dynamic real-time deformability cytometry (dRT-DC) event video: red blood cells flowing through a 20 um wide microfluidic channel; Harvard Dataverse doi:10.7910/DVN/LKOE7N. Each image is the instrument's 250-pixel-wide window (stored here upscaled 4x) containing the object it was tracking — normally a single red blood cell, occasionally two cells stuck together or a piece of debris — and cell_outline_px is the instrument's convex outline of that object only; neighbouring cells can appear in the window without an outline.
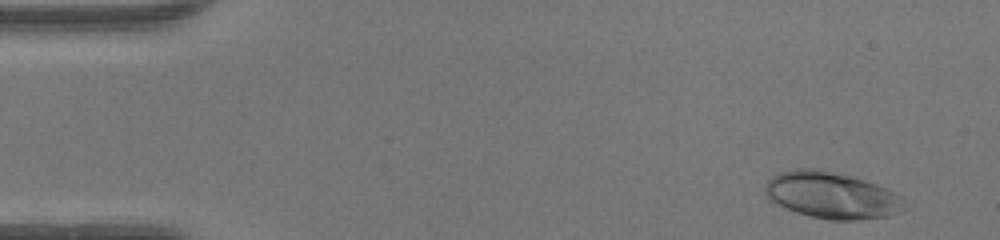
{"species": "human", "species_latin": "Homo sapiens", "temperature_condition": "warm", "stored_images_in_passage": 48, "camera_frame_rate_fps": 3000, "um_per_image_px": 0.085, "donor": {"sex": "female"}, "frame": {"image": 1, "passage_image": 3, "time_ms": 0.667, "image_size_px": [1000, 240], "cell_outline_px": [[912, 208], [888, 216], [860, 220], [828, 220], [796, 212], [776, 204], [764, 192], [764, 188], [768, 180], [772, 176], [780, 172], [796, 168], [820, 168], [864, 180], [876, 184], [908, 200]], "centroid_in_image_um": [70.76, 16.61], "position_along_channel_um": 14.2, "area_um2": 38.21}}
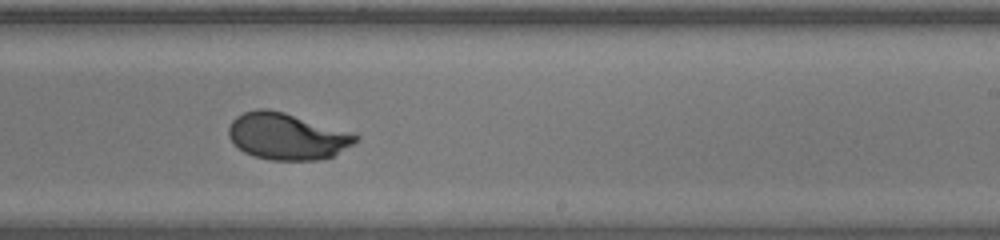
{"frame": {"image": 2, "passage_image": 29, "time_ms": 9.333, "image_size_px": [1000, 240], "cell_outline_px": [[360, 140], [332, 156], [316, 160], [272, 160], [252, 156], [244, 152], [228, 136], [228, 128], [232, 120], [236, 116], [244, 112], [256, 108], [268, 108], [284, 112], [356, 132], [360, 136]], "centroid_in_image_um": [24.44, 11.57], "position_along_channel_um": 264.6, "area_um2": 34.91}}
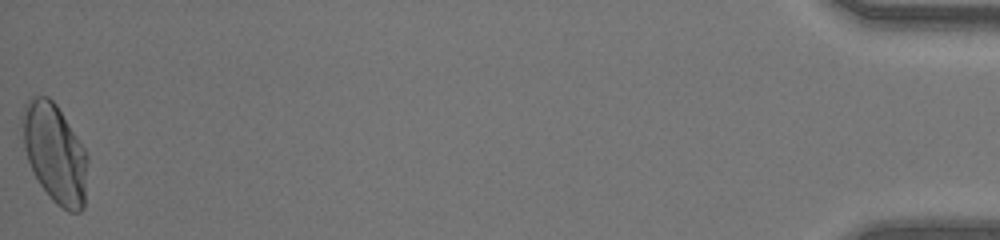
{"frame": {"image": 3, "passage_image": 48, "time_ms": 15.667, "image_size_px": [1000, 240], "cell_outline_px": [[88, 160], [84, 208], [80, 212], [68, 212], [56, 204], [52, 200], [40, 184], [28, 160], [24, 148], [20, 120], [20, 116], [24, 104], [32, 96], [48, 96], [56, 104], [84, 148], [88, 156]], "centroid_in_image_um": [4.65, 13.01], "position_along_channel_um": 430.6, "area_um2": 37.8}, "authors_computed_cell_mechanics": {"area_um2": 34.9112, "velocity_mm_per_s": 4.2729, "shape_relaxation_time_tau1_ms": 3.6147, "shape_relaxation_time_tau2_ms": null, "deformation_change_tau1": 0.2095, "deformation_change_tau2": null}}